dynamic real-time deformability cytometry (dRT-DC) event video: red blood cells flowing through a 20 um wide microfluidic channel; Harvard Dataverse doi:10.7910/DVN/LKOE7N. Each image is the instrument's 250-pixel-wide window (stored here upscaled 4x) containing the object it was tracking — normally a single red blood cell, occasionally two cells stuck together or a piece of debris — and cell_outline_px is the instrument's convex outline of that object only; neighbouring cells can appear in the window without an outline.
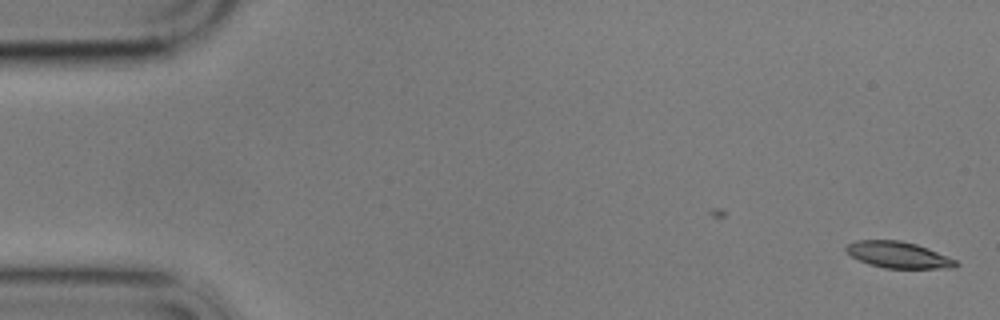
{"species": "common noctule bat (a hibernating species)", "species_latin": "Nyctalus noctula", "temperature_condition": "cold", "stored_images_in_passage": 51, "camera_frame_rate_fps": 3000, "um_per_image_px": 0.085, "animal": {"sex": "male", "body_mass_g": 17.9}, "frame": {"image": 1, "passage_image": 1, "time_ms": 0.0, "image_size_px": [1000, 320], "cell_outline_px": [[960, 264], [956, 268], [884, 268], [868, 264], [852, 256], [844, 248], [848, 244], [856, 240], [900, 240], [916, 244], [928, 248], [956, 260]], "centroid_in_image_um": [76.38, 21.66], "position_along_channel_um": 8.6, "area_um2": 16.82}}
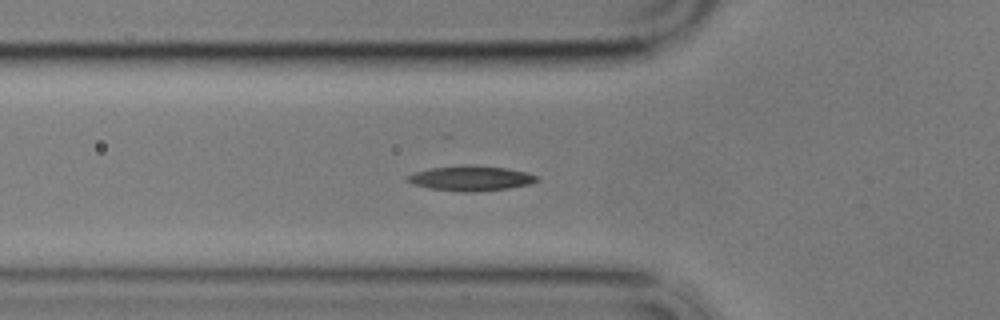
{"frame": {"image": 2, "passage_image": 19, "time_ms": 6.0, "image_size_px": [1000, 320], "cell_outline_px": [[540, 180], [528, 184], [508, 188], [476, 192], [460, 192], [428, 188], [412, 184], [404, 180], [404, 176], [412, 172], [428, 168], [460, 164], [464, 164], [504, 168], [528, 172], [540, 176]], "centroid_in_image_um": [39.94, 15.14], "position_along_channel_um": 85.9, "area_um2": 19.36}}
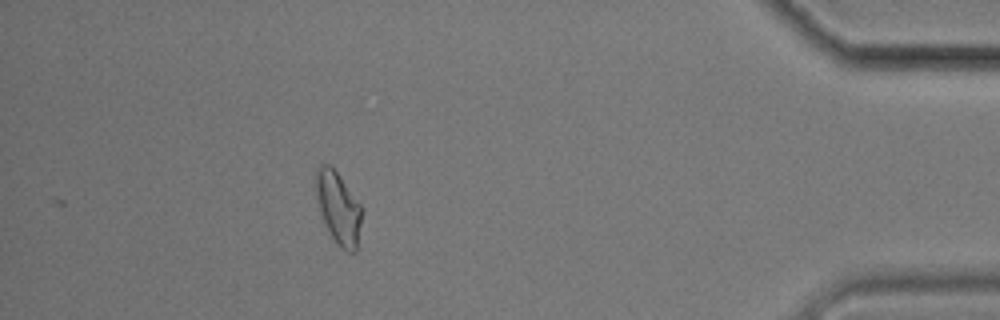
{"frame": {"image": 3, "passage_image": 51, "time_ms": 16.667, "image_size_px": [1000, 320], "cell_outline_px": [[360, 224], [356, 252], [348, 252], [340, 248], [336, 244], [320, 216], [316, 196], [316, 168], [320, 164], [328, 164], [340, 176], [360, 204]], "centroid_in_image_um": [28.72, 17.69], "position_along_channel_um": 406.5, "area_um2": 19.07}, "authors_computed_cell_mechanics": {"area_um2": 17.34, "velocity_mm_per_s": 3.4667, "shape_relaxation_time_tau1_ms": 3.2318, "shape_relaxation_time_tau2_ms": null, "deformation_change_tau1": 0.1129, "deformation_change_tau2": null}}